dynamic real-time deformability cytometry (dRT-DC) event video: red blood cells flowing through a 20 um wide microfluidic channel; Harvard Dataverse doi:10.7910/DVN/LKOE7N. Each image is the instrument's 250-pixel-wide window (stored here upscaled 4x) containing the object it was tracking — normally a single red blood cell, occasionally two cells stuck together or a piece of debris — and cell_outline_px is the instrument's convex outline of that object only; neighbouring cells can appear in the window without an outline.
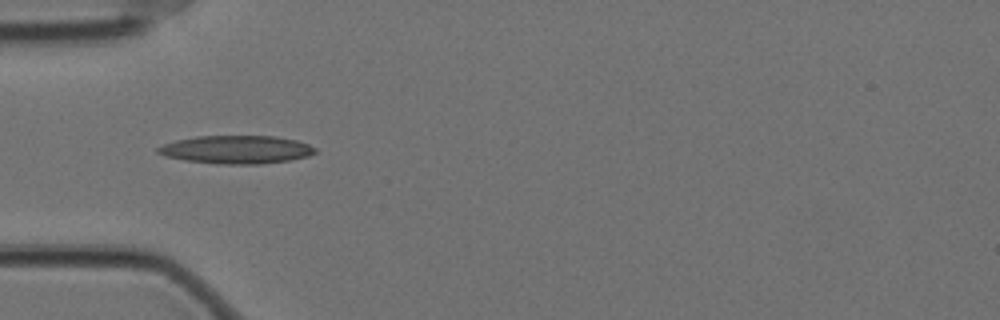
{"species": "Egyptian fruit bat (a non-hibernating species)", "species_latin": "Rousettus aegyptiacus", "temperature_condition": "cold", "stored_images_in_passage": 41, "camera_frame_rate_fps": 3000, "um_per_image_px": 0.085, "animal": {"sex": "female"}, "frame": {"image": 1, "passage_image": 1, "time_ms": 0.0, "image_size_px": [1000, 320], "cell_outline_px": [[316, 152], [308, 156], [288, 160], [260, 164], [216, 164], [184, 160], [164, 156], [156, 152], [156, 148], [164, 144], [176, 140], [196, 136], [276, 136], [296, 140], [308, 144], [316, 148]], "centroid_in_image_um": [20.07, 12.71], "position_along_channel_um": 64.9, "area_um2": 25.84}}
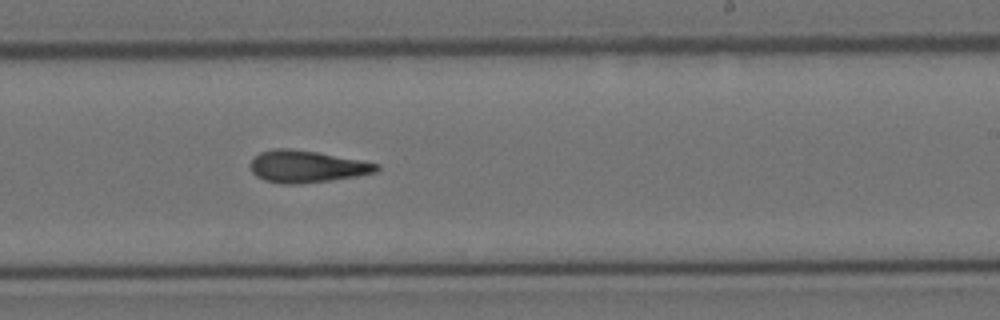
{"frame": {"image": 2, "passage_image": 18, "time_ms": 5.667, "image_size_px": [1000, 320], "cell_outline_px": [[380, 168], [376, 172], [356, 176], [328, 180], [296, 184], [280, 184], [264, 180], [256, 176], [252, 172], [252, 160], [260, 152], [276, 148], [292, 148], [316, 152], [360, 160], [380, 164]], "centroid_in_image_um": [26.07, 14.15], "position_along_channel_um": 262.9, "area_um2": 23.29}}
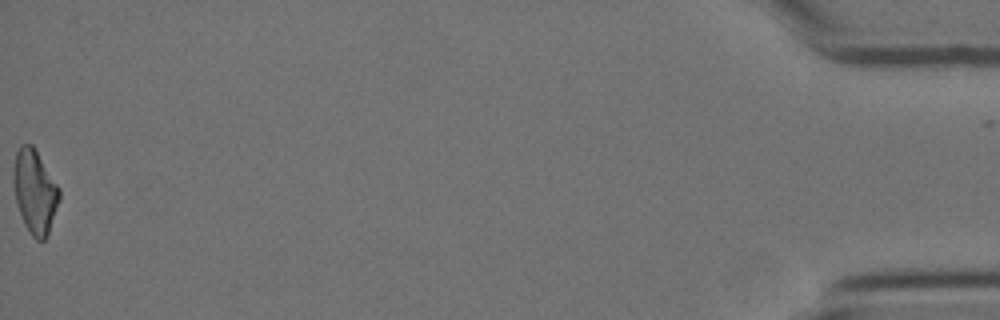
{"frame": {"image": 3, "passage_image": 41, "time_ms": 13.333, "image_size_px": [1000, 320], "cell_outline_px": [[60, 200], [48, 232], [44, 240], [36, 240], [32, 236], [24, 224], [16, 204], [12, 180], [12, 168], [16, 152], [20, 144], [32, 144], [60, 188]], "centroid_in_image_um": [2.93, 16.26], "position_along_channel_um": 432.3, "area_um2": 22.54}, "authors_computed_cell_mechanics": {"area_um2": 23.1778, "velocity_mm_per_s": 3.5031, "shape_relaxation_time_tau1_ms": null, "shape_relaxation_time_tau2_ms": 5.4615, "deformation_change_tau1": null, "deformation_change_tau2": 0.1696}}